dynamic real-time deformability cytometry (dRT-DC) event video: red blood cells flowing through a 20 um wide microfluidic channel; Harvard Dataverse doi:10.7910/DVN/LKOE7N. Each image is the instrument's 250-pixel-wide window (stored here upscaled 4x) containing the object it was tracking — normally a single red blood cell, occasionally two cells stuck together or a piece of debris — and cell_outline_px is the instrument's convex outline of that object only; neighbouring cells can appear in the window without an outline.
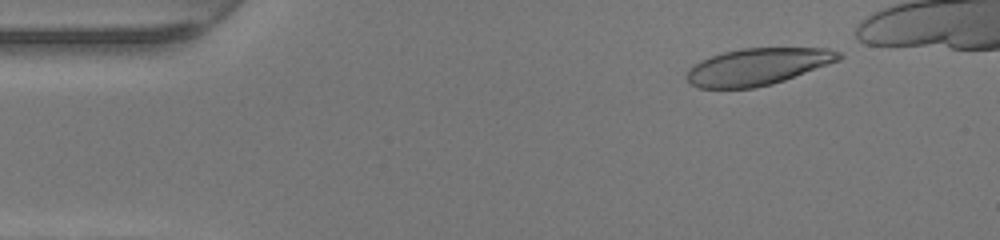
{"species": "human", "species_latin": "Homo sapiens", "temperature_condition": "warm", "stored_images_in_passage": 40, "camera_frame_rate_fps": 3000, "um_per_image_px": 0.085, "donor": {"sex": "female"}, "frame": {"image": 1, "passage_image": 2, "time_ms": 0.333, "image_size_px": [1000, 240], "cell_outline_px": [[844, 56], [840, 60], [784, 80], [772, 84], [752, 88], [700, 88], [688, 84], [684, 76], [688, 68], [692, 64], [700, 60], [724, 52], [744, 48], [828, 48], [840, 52]], "centroid_in_image_um": [64.35, 5.67], "position_along_channel_um": 20.6, "area_um2": 32.83}}
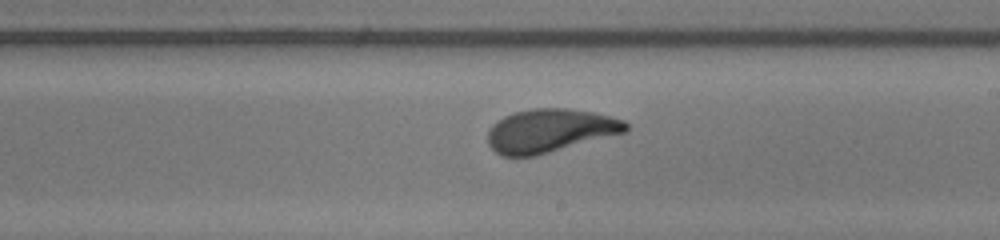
{"frame": {"image": 2, "passage_image": 24, "time_ms": 7.667, "image_size_px": [1000, 240], "cell_outline_px": [[628, 132], [536, 156], [500, 156], [488, 144], [488, 132], [492, 124], [496, 120], [512, 112], [532, 108], [568, 108], [592, 112], [612, 116], [624, 120], [628, 124]], "centroid_in_image_um": [46.76, 11.1], "position_along_channel_um": 242.2, "area_um2": 35.37}}
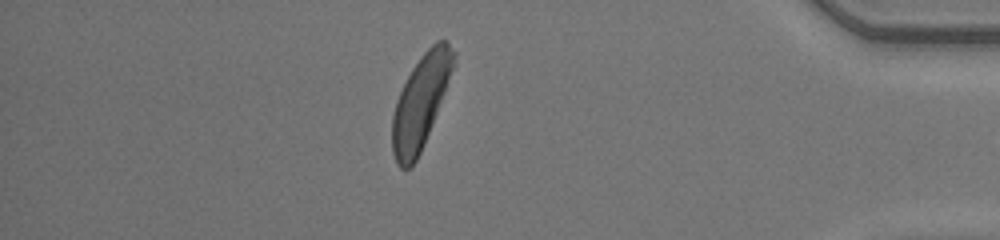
{"frame": {"image": 3, "passage_image": 38, "time_ms": 12.333, "image_size_px": [1000, 240], "cell_outline_px": [[456, 64], [424, 144], [416, 160], [408, 168], [400, 168], [396, 164], [392, 152], [392, 116], [396, 100], [412, 68], [420, 56], [436, 40], [448, 40], [456, 52]], "centroid_in_image_um": [35.77, 8.61], "position_along_channel_um": 399.4, "area_um2": 33.29}, "authors_computed_cell_mechanics": {"area_um2": 34.3621, "velocity_mm_per_s": 4.261, "shape_relaxation_time_tau1_ms": 2.6377, "shape_relaxation_time_tau2_ms": 0.7041, "deformation_change_tau1": 0.1787, "deformation_change_tau2": 0.0751}}